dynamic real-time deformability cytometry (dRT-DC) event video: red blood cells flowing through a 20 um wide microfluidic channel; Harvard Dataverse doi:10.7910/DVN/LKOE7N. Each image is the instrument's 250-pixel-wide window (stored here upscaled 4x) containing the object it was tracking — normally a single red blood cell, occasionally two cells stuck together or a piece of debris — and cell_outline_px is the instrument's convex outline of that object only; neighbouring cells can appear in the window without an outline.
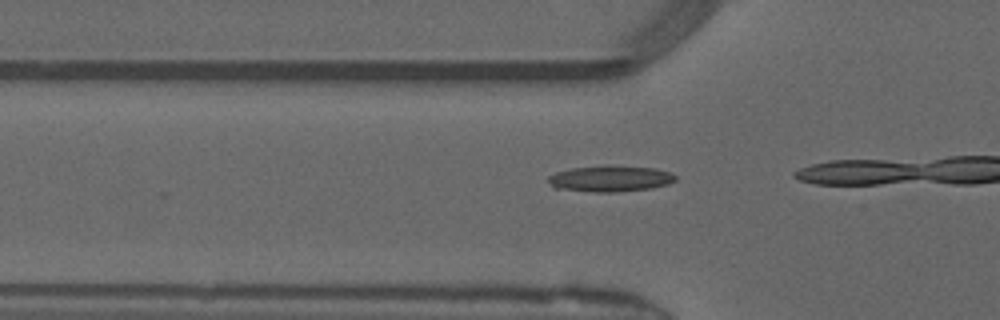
{"species": "common noctule bat (a hibernating species)", "species_latin": "Nyctalus noctula", "temperature_condition": "warm", "stored_images_in_passage": 6, "camera_frame_rate_fps": 3000, "um_per_image_px": 0.085, "animal": {"sex": "male", "forearm_length_mm": 52.5}, "frame": {"image": 1, "passage_image": 4, "time_ms": 1.0, "image_size_px": [1000, 320], "cell_outline_px": [[676, 180], [668, 184], [652, 188], [616, 192], [592, 192], [552, 188], [548, 180], [548, 176], [556, 172], [572, 168], [604, 164], [608, 164], [656, 168], [672, 172], [676, 176]], "centroid_in_image_um": [51.88, 15.17], "position_along_channel_um": 73.9, "area_um2": 19.88}}